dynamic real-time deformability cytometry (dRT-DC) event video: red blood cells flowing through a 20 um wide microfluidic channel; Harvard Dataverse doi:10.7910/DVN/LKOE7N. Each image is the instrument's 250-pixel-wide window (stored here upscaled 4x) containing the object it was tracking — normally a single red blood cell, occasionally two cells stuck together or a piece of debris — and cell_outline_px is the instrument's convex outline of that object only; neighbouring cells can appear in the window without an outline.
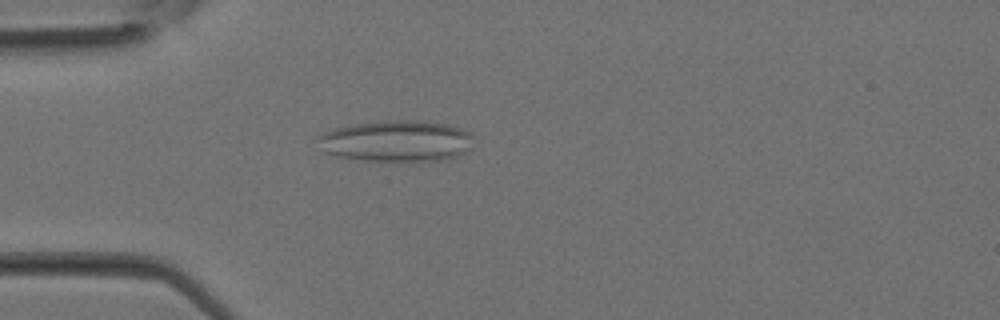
{"species": "Egyptian fruit bat (a non-hibernating species)", "species_latin": "Rousettus aegyptiacus", "temperature_condition": "room temperature", "stored_images_in_passage": 13, "camera_frame_rate_fps": 3000, "um_per_image_px": 0.085, "animal": {"sex": "female"}, "frame": {"image": 1, "passage_image": 8, "time_ms": 2.333, "image_size_px": [1000, 320], "cell_outline_px": [[472, 148], [468, 152], [444, 160], [364, 160], [340, 156], [324, 152], [316, 136], [324, 132], [348, 124], [396, 120], [424, 120], [448, 124], [464, 128], [472, 132]], "centroid_in_image_um": [33.77, 11.96], "position_along_channel_um": 51.2, "area_um2": 37.63}}